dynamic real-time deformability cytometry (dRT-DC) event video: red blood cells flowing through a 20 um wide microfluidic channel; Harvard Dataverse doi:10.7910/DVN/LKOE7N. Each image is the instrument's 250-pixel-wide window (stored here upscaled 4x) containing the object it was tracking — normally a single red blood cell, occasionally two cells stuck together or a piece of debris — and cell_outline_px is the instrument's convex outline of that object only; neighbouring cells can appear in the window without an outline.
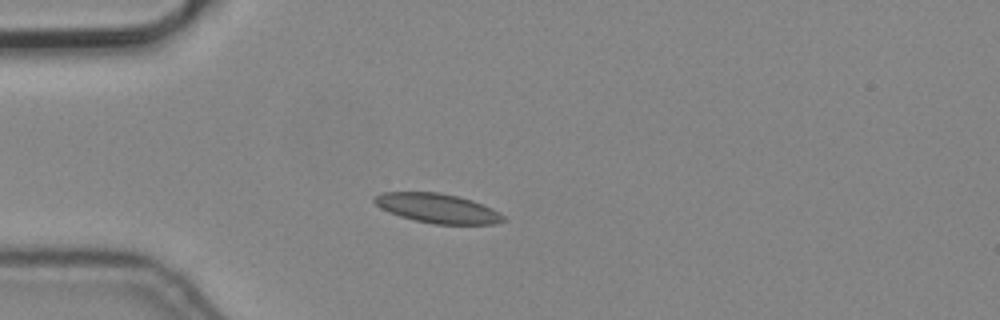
{"species": "common noctule bat (a hibernating species)", "species_latin": "Nyctalus noctula", "temperature_condition": "cold", "stored_images_in_passage": 4, "camera_frame_rate_fps": 3000, "um_per_image_px": 0.085, "animal": {"sex": "male", "body_mass_g": 19.2, "forearm_length_mm": 51.8}, "frame": {"image": 1, "passage_image": 4, "time_ms": 1.0, "image_size_px": [1000, 320], "cell_outline_px": [[508, 220], [496, 224], [432, 224], [400, 216], [388, 212], [380, 208], [372, 200], [372, 196], [380, 192], [440, 192], [460, 196], [472, 200], [492, 208], [500, 212]], "centroid_in_image_um": [37.19, 17.69], "position_along_channel_um": 47.8, "area_um2": 22.43}}